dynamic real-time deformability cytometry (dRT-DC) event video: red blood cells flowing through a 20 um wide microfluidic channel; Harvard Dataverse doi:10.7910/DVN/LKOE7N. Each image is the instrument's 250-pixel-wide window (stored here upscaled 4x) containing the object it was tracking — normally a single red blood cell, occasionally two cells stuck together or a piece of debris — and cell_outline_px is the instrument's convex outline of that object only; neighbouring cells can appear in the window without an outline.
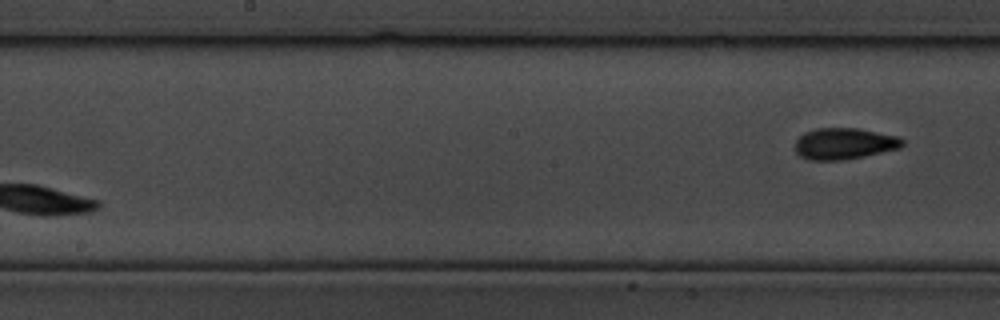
{"species": "common noctule bat (a hibernating species)", "species_latin": "Nyctalus noctula", "temperature_condition": "cold", "stored_images_in_passage": 12, "segment_of_instrument_passage": [2, 2], "camera_frame_rate_fps": 3000, "um_per_image_px": 0.085, "animal": {"sex": "male", "body_mass_g": 19.5, "forearm_length_mm": 54.6}, "frame": {"image": 1, "passage_image": 12, "time_ms": 3.667, "image_size_px": [1000, 320], "cell_outline_px": [[904, 144], [900, 148], [864, 156], [844, 160], [808, 160], [800, 156], [796, 152], [796, 140], [804, 132], [816, 128], [856, 128], [896, 136], [904, 140]], "centroid_in_image_um": [71.74, 12.21], "position_along_channel_um": 176.5, "area_um2": 19.54}}